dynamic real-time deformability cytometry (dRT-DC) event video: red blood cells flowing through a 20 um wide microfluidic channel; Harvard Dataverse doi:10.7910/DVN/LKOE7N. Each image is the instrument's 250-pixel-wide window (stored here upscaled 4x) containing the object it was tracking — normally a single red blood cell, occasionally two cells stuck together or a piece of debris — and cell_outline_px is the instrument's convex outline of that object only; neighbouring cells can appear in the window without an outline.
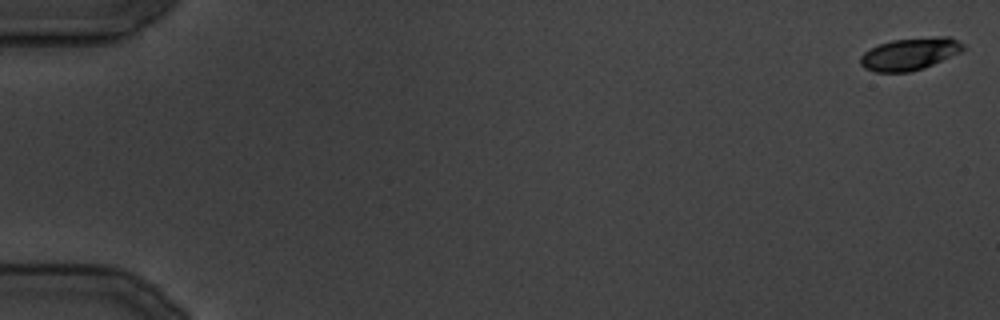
{"species": "common noctule bat (a hibernating species)", "species_latin": "Nyctalus noctula", "temperature_condition": "cold", "stored_images_in_passage": 5, "camera_frame_rate_fps": 3000, "um_per_image_px": 0.085, "animal": {"sex": "male", "body_mass_g": 19.5, "forearm_length_mm": 54.6}, "frame": {"image": 1, "passage_image": 1, "time_ms": 0.0, "image_size_px": [1000, 320], "cell_outline_px": [[964, 48], [960, 52], [924, 68], [908, 72], [876, 72], [864, 68], [860, 64], [860, 56], [864, 52], [880, 44], [892, 40], [940, 36], [948, 36], [964, 44]], "centroid_in_image_um": [77.32, 4.59], "position_along_channel_um": 7.7, "area_um2": 19.13}}